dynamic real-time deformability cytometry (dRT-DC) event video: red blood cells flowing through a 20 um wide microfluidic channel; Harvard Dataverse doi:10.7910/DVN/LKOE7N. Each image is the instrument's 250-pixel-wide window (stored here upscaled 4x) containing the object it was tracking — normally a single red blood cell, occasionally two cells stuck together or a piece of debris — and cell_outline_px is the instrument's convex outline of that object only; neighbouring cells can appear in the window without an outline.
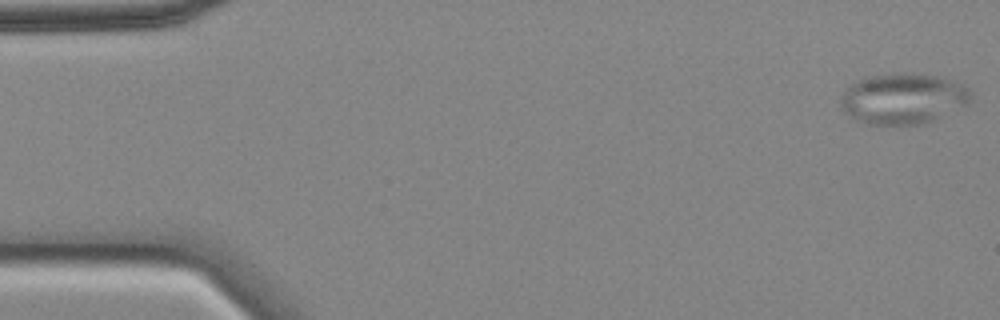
{"species": "common noctule bat (a hibernating species)", "species_latin": "Nyctalus noctula", "temperature_condition": "cold", "stored_images_in_passage": 43, "camera_frame_rate_fps": 3000, "um_per_image_px": 0.085, "animal": {"sex": "female", "body_mass_g": 18.4}, "frame": {"image": 1, "passage_image": 1, "time_ms": 0.0, "image_size_px": [1000, 320], "cell_outline_px": [[972, 100], [968, 104], [924, 124], [864, 124], [856, 120], [844, 112], [840, 108], [840, 96], [844, 88], [864, 76], [936, 76], [964, 84], [972, 92]], "centroid_in_image_um": [76.73, 8.43], "position_along_channel_um": 8.3, "area_um2": 37.92}}